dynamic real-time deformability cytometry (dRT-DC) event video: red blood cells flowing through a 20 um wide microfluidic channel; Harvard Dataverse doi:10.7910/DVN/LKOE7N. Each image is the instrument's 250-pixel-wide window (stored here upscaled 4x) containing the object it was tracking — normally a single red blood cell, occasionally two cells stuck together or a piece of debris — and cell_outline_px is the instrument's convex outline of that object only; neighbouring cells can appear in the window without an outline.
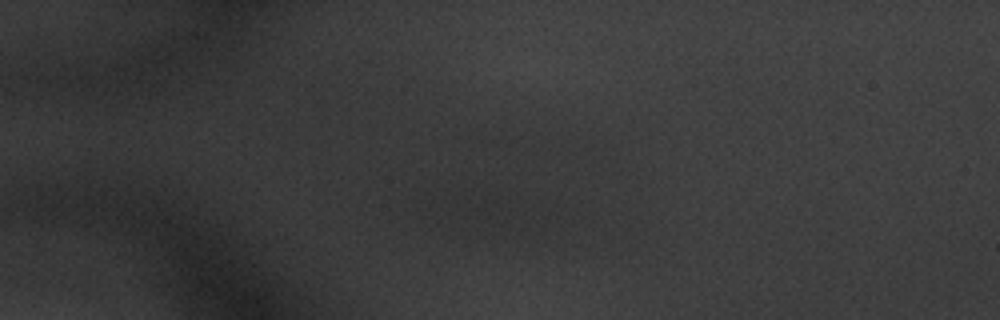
{"species": "common noctule bat (a hibernating species)", "species_latin": "Nyctalus noctula", "temperature_condition": "warm", "stored_images_in_passage": 4, "camera_frame_rate_fps": 3000, "um_per_image_px": 0.085, "animal": {"sex": "male", "body_mass_g": 20.1, "forearm_length_mm": 53.5}, "frame": {"image": 1, "passage_image": 2, "time_ms": 0.333, "image_size_px": [1000, 320], "cell_outline_px": [[572, 212], [556, 236], [544, 236], [504, 232], [472, 224], [452, 208], [444, 200], [452, 196], [472, 188], [524, 196], [564, 204]], "centroid_in_image_um": [43.38, 18.04], "position_along_channel_um": 41.6, "area_um2": 28.55}}